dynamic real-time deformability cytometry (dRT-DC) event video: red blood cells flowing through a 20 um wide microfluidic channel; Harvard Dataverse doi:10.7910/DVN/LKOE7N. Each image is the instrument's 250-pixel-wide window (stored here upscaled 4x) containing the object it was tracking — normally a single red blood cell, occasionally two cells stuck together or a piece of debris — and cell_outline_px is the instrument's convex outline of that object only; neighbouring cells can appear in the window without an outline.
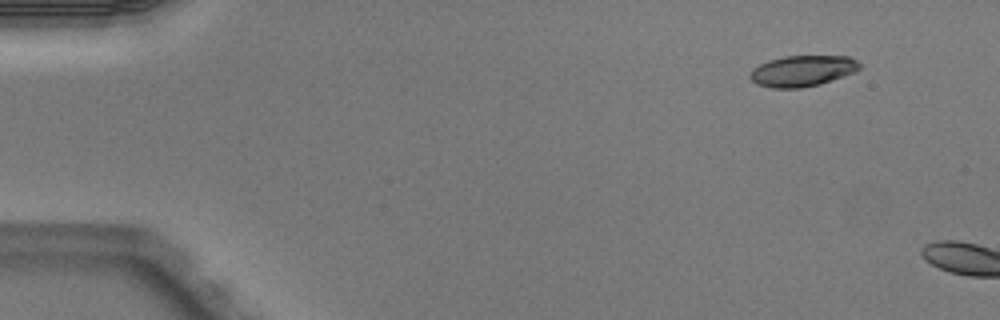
{"species": "Egyptian fruit bat (a non-hibernating species)", "species_latin": "Rousettus aegyptiacus", "temperature_condition": "warm", "stored_images_in_passage": 2, "camera_frame_rate_fps": 3000, "um_per_image_px": 0.085, "animal": {"sex": "male"}, "frame": {"image": 1, "passage_image": 1, "time_ms": 0.0, "image_size_px": [1000, 320], "cell_outline_px": [[860, 68], [856, 72], [820, 84], [800, 88], [772, 88], [756, 84], [748, 76], [752, 68], [768, 60], [784, 56], [848, 56], [856, 60], [860, 64]], "centroid_in_image_um": [68.19, 6.03], "position_along_channel_um": 16.8, "area_um2": 19.88}}